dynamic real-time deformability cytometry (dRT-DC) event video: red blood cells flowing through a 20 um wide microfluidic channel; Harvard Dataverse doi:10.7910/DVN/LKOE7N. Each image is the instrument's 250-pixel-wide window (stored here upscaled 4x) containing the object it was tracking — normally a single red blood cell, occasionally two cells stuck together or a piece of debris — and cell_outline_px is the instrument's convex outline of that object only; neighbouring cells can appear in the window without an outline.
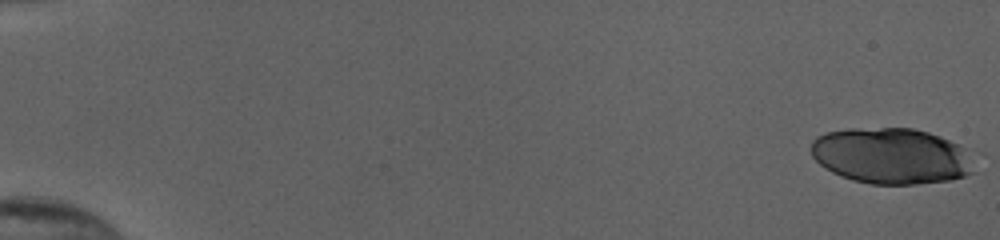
{"species": "human", "species_latin": "Homo sapiens", "temperature_condition": "cold", "stored_images_in_passage": 23, "camera_frame_rate_fps": 3000, "um_per_image_px": 0.085, "donor": {"sex": "female"}, "frame": {"image": 1, "passage_image": 1, "time_ms": 0.0, "image_size_px": [1000, 240], "cell_outline_px": [[972, 172], [964, 176], [948, 180], [916, 184], [872, 184], [852, 180], [840, 176], [832, 172], [820, 164], [812, 156], [812, 140], [816, 136], [828, 132], [848, 128], [912, 128], [928, 132], [940, 136], [960, 144], [964, 148]], "centroid_in_image_um": [75.69, 13.24], "position_along_channel_um": 9.3, "area_um2": 52.89}}
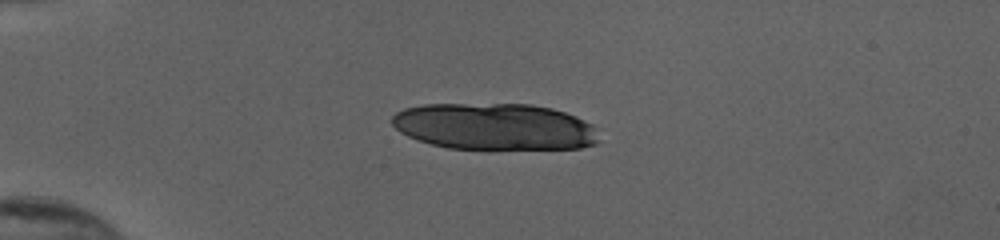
{"frame": {"image": 2, "passage_image": 15, "time_ms": 4.667, "image_size_px": [1000, 240], "cell_outline_px": [[600, 140], [596, 144], [580, 148], [448, 148], [432, 144], [408, 136], [400, 132], [392, 124], [392, 116], [396, 112], [404, 108], [424, 104], [532, 104], [552, 108], [576, 116], [592, 124], [596, 128]], "centroid_in_image_um": [42.06, 10.75], "position_along_channel_um": 42.9, "area_um2": 56.18}}